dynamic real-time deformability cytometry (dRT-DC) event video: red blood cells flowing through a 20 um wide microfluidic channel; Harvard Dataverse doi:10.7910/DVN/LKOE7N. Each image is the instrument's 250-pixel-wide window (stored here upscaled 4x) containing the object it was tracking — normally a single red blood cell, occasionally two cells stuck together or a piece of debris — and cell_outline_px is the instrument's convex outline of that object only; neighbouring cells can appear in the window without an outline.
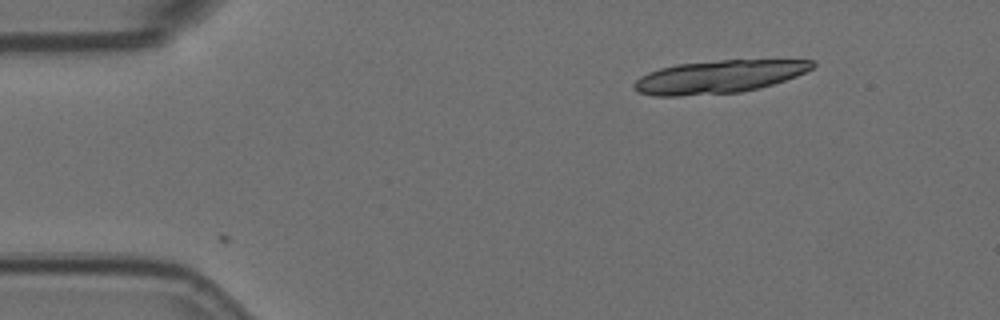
{"species": "Egyptian fruit bat (a non-hibernating species)", "species_latin": "Rousettus aegyptiacus", "temperature_condition": "room temperature", "stored_images_in_passage": 3, "camera_frame_rate_fps": 3000, "um_per_image_px": 0.085, "animal": {"sex": "female"}, "frame": {"image": 1, "passage_image": 1, "time_ms": 0.0, "image_size_px": [1000, 320], "cell_outline_px": [[816, 64], [812, 68], [796, 76], [760, 88], [740, 92], [680, 96], [652, 96], [636, 92], [632, 88], [632, 84], [640, 76], [648, 72], [660, 68], [676, 64], [720, 60], [816, 60]], "centroid_in_image_um": [61.03, 6.53], "position_along_channel_um": 24.0, "area_um2": 34.28}}